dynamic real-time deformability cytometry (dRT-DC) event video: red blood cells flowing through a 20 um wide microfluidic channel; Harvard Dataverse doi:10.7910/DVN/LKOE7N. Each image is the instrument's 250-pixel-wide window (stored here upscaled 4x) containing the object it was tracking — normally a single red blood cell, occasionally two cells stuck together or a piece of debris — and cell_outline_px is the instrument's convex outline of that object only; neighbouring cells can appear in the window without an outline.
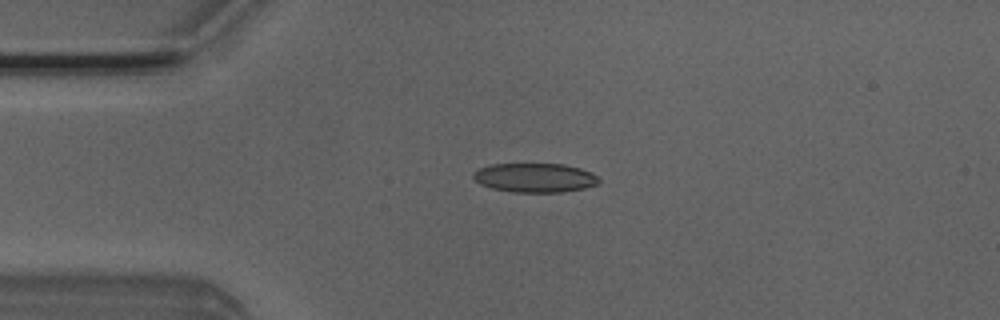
{"species": "Egyptian fruit bat (a non-hibernating species)", "species_latin": "Rousettus aegyptiacus", "temperature_condition": "room temperature", "stored_images_in_passage": 43, "camera_frame_rate_fps": 3000, "um_per_image_px": 0.085, "animal": {"sex": "male"}, "frame": {"image": 1, "passage_image": 11, "time_ms": 3.333, "image_size_px": [1000, 320], "cell_outline_px": [[600, 180], [596, 184], [584, 188], [560, 192], [512, 192], [492, 188], [480, 184], [472, 176], [472, 172], [480, 168], [492, 164], [564, 164], [580, 168], [596, 176]], "centroid_in_image_um": [45.42, 15.1], "position_along_channel_um": 39.6, "area_um2": 21.15}}
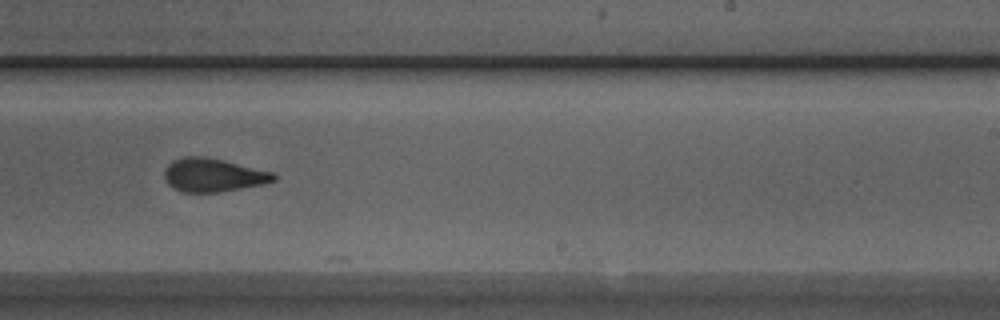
{"frame": {"image": 2, "passage_image": 30, "time_ms": 9.667, "image_size_px": [1000, 320], "cell_outline_px": [[276, 180], [264, 184], [216, 192], [180, 192], [172, 188], [164, 180], [164, 168], [172, 160], [184, 156], [204, 156], [224, 160], [276, 172]], "centroid_in_image_um": [18.1, 14.87], "position_along_channel_um": 270.9, "area_um2": 21.62}}
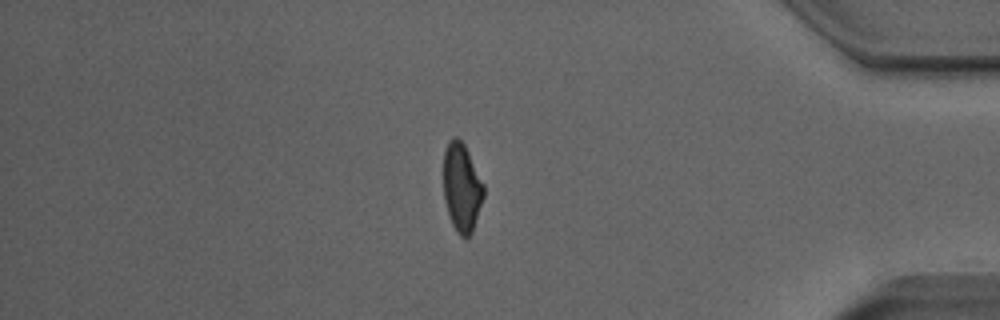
{"frame": {"image": 3, "passage_image": 42, "time_ms": 13.667, "image_size_px": [1000, 320], "cell_outline_px": [[484, 196], [472, 232], [468, 236], [460, 236], [456, 232], [452, 224], [444, 200], [444, 152], [448, 140], [452, 136], [456, 136], [464, 144], [484, 184]], "centroid_in_image_um": [39.24, 15.91], "position_along_channel_um": 396.0, "area_um2": 20.63}, "authors_computed_cell_mechanics": {"area_um2": 21.675, "velocity_mm_per_s": 4.0431, "shape_relaxation_time_tau1_ms": 5.6795, "shape_relaxation_time_tau2_ms": 1.6875, "deformation_change_tau1": 0.1709, "deformation_change_tau2": 0.0885}}